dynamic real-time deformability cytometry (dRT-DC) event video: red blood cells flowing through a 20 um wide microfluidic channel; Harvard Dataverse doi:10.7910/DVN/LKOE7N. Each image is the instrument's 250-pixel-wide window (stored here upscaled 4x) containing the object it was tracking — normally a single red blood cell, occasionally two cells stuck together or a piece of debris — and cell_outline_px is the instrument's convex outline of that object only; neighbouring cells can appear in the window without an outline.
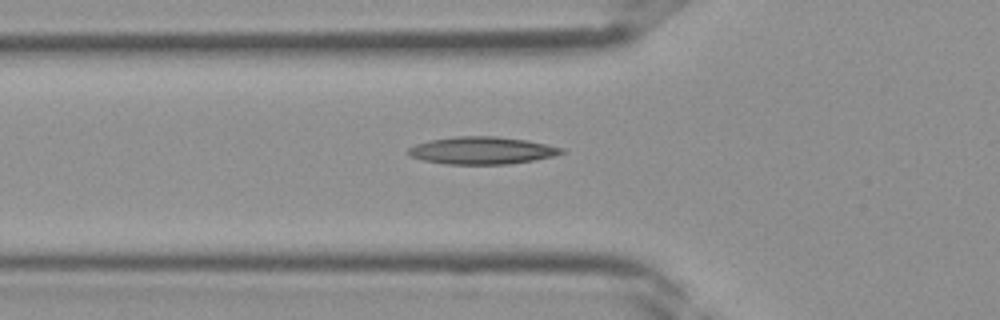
{"species": "Egyptian fruit bat (a non-hibernating species)", "species_latin": "Rousettus aegyptiacus", "temperature_condition": "room temperature", "stored_images_in_passage": 27, "camera_frame_rate_fps": 3000, "um_per_image_px": 0.085, "frame": {"image": 1, "passage_image": 5, "time_ms": 1.333, "image_size_px": [1000, 320], "cell_outline_px": [[568, 152], [552, 156], [532, 160], [508, 164], [448, 164], [424, 160], [412, 156], [408, 152], [408, 148], [416, 144], [428, 140], [456, 136], [496, 136], [528, 140], [564, 148]], "centroid_in_image_um": [41.0, 12.78], "position_along_channel_um": 84.8, "area_um2": 24.39}}
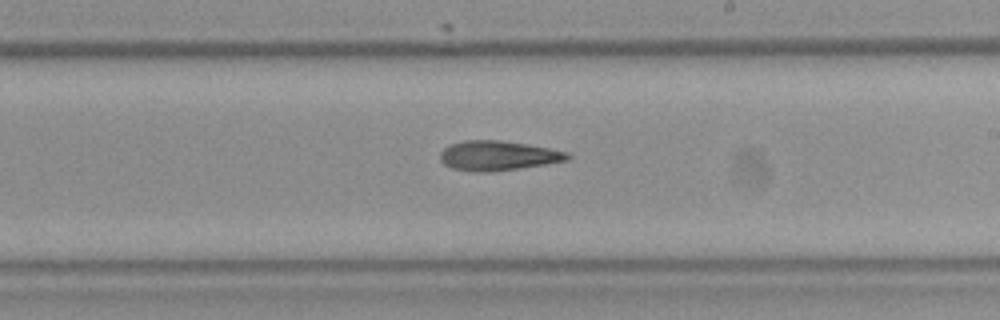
{"frame": {"image": 2, "passage_image": 14, "time_ms": 4.333, "image_size_px": [1000, 320], "cell_outline_px": [[572, 156], [568, 160], [544, 164], [488, 172], [472, 172], [452, 168], [444, 164], [440, 160], [440, 152], [444, 148], [452, 144], [464, 140], [500, 140], [548, 148], [568, 152]], "centroid_in_image_um": [42.29, 13.23], "position_along_channel_um": 246.7, "area_um2": 21.79}}
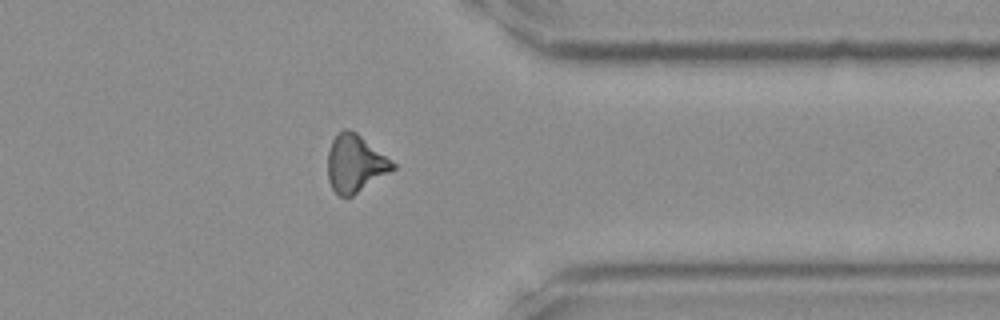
{"frame": {"image": 3, "passage_image": 22, "time_ms": 7.0, "image_size_px": [1000, 320], "cell_outline_px": [[396, 168], [352, 196], [340, 196], [332, 188], [328, 180], [328, 152], [332, 140], [344, 128], [348, 128], [356, 132], [392, 160], [396, 164]], "centroid_in_image_um": [30.19, 13.89], "position_along_channel_um": 381.2, "area_um2": 21.56}}